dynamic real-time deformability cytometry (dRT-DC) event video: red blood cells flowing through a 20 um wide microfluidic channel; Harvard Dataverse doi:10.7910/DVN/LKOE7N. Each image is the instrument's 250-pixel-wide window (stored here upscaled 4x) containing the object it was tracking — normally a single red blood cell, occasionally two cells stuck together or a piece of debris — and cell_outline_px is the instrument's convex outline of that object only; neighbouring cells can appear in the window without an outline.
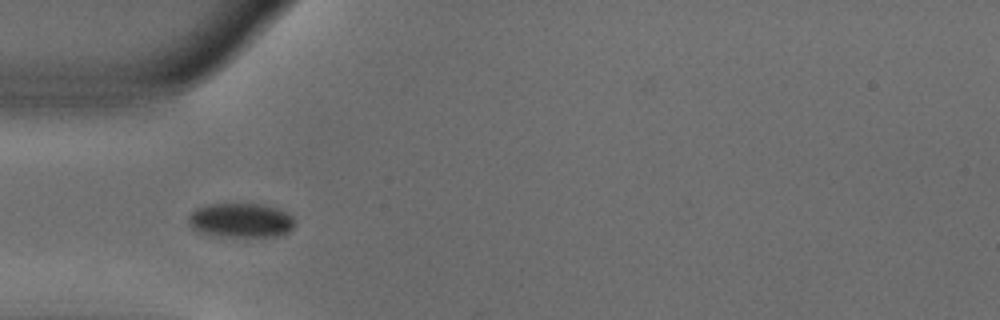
{"species": "common noctule bat (a hibernating species)", "species_latin": "Nyctalus noctula", "temperature_condition": "warm", "stored_images_in_passage": 38, "camera_frame_rate_fps": 3000, "um_per_image_px": 0.085, "animal": {"sex": "male", "body_mass_g": 18.8}, "frame": {"image": 1, "passage_image": 1, "time_ms": 0.0, "image_size_px": [1000, 320], "cell_outline_px": [[292, 228], [288, 232], [276, 236], [220, 236], [200, 232], [192, 228], [188, 224], [188, 216], [196, 208], [208, 204], [264, 204], [288, 212], [292, 216]], "centroid_in_image_um": [20.44, 18.71], "position_along_channel_um": 64.6, "area_um2": 21.15}}
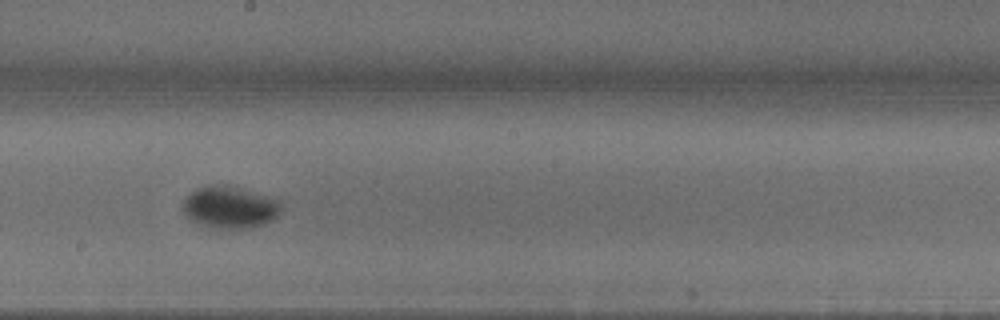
{"frame": {"image": 2, "passage_image": 14, "time_ms": 4.333, "image_size_px": [1000, 320], "cell_outline_px": [[280, 212], [272, 220], [264, 224], [244, 228], [208, 228], [192, 220], [184, 212], [184, 200], [192, 192], [200, 188], [212, 184], [228, 184], [280, 200]], "centroid_in_image_um": [19.55, 17.61], "position_along_channel_um": 228.7, "area_um2": 23.81}}
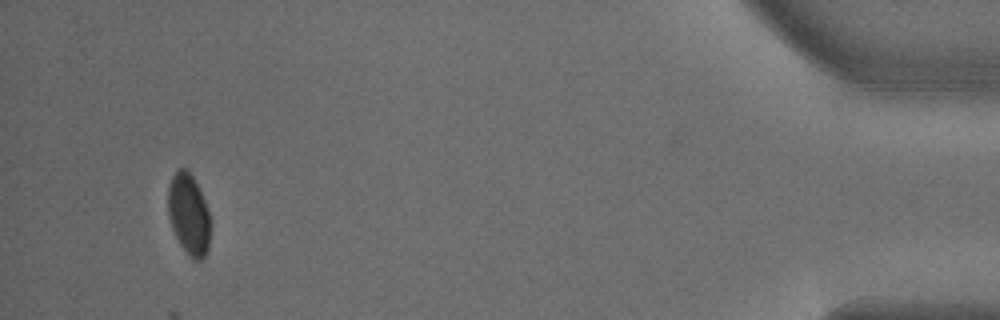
{"frame": {"image": 3, "passage_image": 35, "time_ms": 11.333, "image_size_px": [1000, 320], "cell_outline_px": [[212, 224], [208, 252], [200, 260], [192, 260], [180, 244], [172, 228], [168, 216], [168, 184], [176, 168], [184, 168], [192, 176], [208, 208]], "centroid_in_image_um": [16.06, 18.24], "position_along_channel_um": 419.1, "area_um2": 20.35}, "authors_computed_cell_mechanics": {"area_um2": 21.2993, "velocity_mm_per_s": 3.7829, "shape_relaxation_time_tau1_ms": 3.7138, "shape_relaxation_time_tau2_ms": null, "deformation_change_tau1": 0.1305, "deformation_change_tau2": null}}